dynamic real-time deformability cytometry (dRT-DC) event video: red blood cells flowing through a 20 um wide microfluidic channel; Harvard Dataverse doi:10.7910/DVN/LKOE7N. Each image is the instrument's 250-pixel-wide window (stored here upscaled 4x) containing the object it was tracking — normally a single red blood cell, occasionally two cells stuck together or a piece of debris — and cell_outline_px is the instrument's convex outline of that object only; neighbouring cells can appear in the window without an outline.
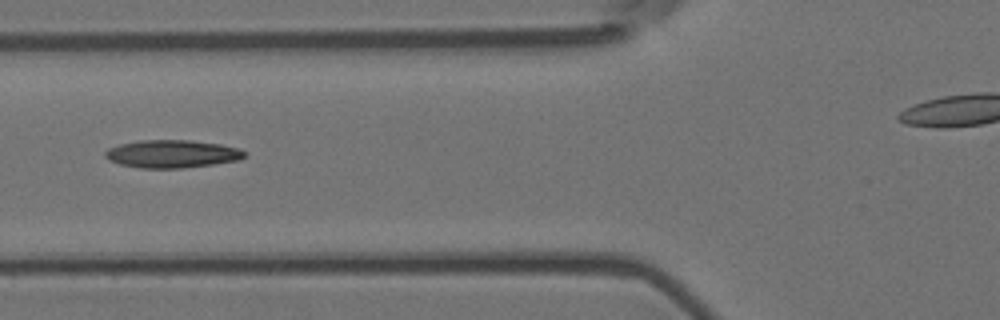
{"species": "Egyptian fruit bat (a non-hibernating species)", "species_latin": "Rousettus aegyptiacus", "temperature_condition": "room temperature", "stored_images_in_passage": 10, "segment_of_instrument_passage": [1, 2], "camera_frame_rate_fps": 3000, "um_per_image_px": 0.085, "animal": {"sex": "female"}, "frame": {"image": 1, "passage_image": 6, "time_ms": 1.667, "image_size_px": [1000, 320], "cell_outline_px": [[244, 156], [240, 160], [212, 164], [180, 168], [140, 168], [120, 164], [108, 160], [104, 156], [104, 152], [108, 148], [120, 144], [140, 140], [188, 140], [220, 144], [240, 148], [244, 152]], "centroid_in_image_um": [14.59, 13.08], "position_along_channel_um": 111.2, "area_um2": 22.54}}
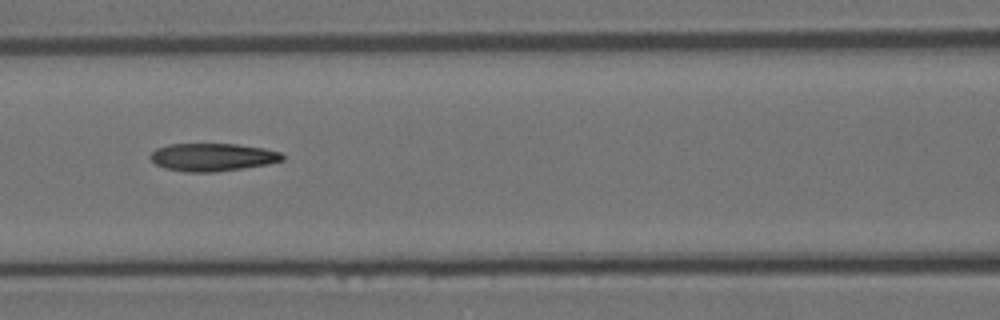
{"frame": {"image": 2, "passage_image": 7, "time_ms": 2.0, "image_size_px": [1000, 320], "cell_outline_px": [[284, 160], [268, 164], [244, 168], [216, 172], [184, 172], [164, 168], [156, 164], [148, 156], [156, 148], [168, 144], [236, 144], [264, 148], [280, 152], [284, 156]], "centroid_in_image_um": [18.05, 13.36], "position_along_channel_um": 148.5, "area_um2": 21.56}}
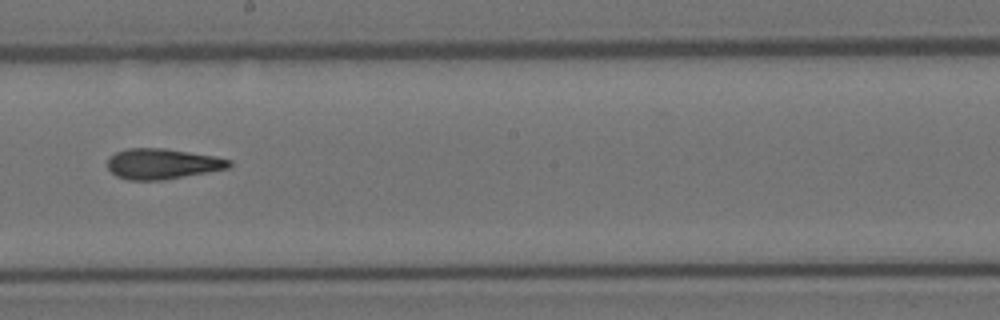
{"frame": {"image": 3, "passage_image": 9, "time_ms": 2.667, "image_size_px": [1000, 320], "cell_outline_px": [[232, 164], [228, 168], [208, 172], [164, 180], [128, 180], [116, 176], [108, 168], [108, 156], [116, 152], [128, 148], [164, 148], [216, 156], [232, 160]], "centroid_in_image_um": [13.8, 13.92], "position_along_channel_um": 234.4, "area_um2": 21.73}}